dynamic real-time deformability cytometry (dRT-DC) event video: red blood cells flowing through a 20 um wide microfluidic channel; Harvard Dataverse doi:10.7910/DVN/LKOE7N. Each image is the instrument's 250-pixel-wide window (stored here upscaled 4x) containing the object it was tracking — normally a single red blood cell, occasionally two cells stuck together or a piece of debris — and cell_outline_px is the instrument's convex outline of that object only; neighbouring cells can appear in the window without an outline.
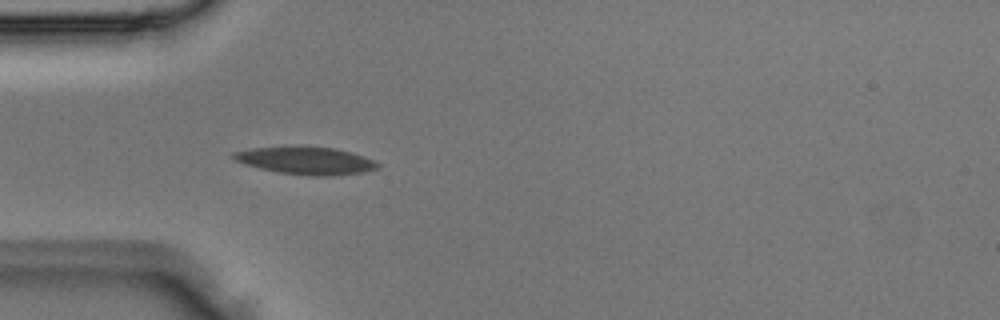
{"species": "Egyptian fruit bat (a non-hibernating species)", "species_latin": "Rousettus aegyptiacus", "temperature_condition": "room temperature", "stored_images_in_passage": 4, "camera_frame_rate_fps": 3000, "um_per_image_px": 0.085, "animal": {"sex": "male"}, "frame": {"image": 1, "passage_image": 4, "time_ms": 1.0, "image_size_px": [1000, 320], "cell_outline_px": [[380, 168], [364, 172], [328, 176], [308, 176], [276, 172], [244, 164], [236, 160], [232, 156], [232, 152], [252, 148], [296, 144], [300, 144], [336, 148], [352, 152], [372, 160], [380, 164]], "centroid_in_image_um": [25.98, 13.62], "position_along_channel_um": 59.0, "area_um2": 23.87}}